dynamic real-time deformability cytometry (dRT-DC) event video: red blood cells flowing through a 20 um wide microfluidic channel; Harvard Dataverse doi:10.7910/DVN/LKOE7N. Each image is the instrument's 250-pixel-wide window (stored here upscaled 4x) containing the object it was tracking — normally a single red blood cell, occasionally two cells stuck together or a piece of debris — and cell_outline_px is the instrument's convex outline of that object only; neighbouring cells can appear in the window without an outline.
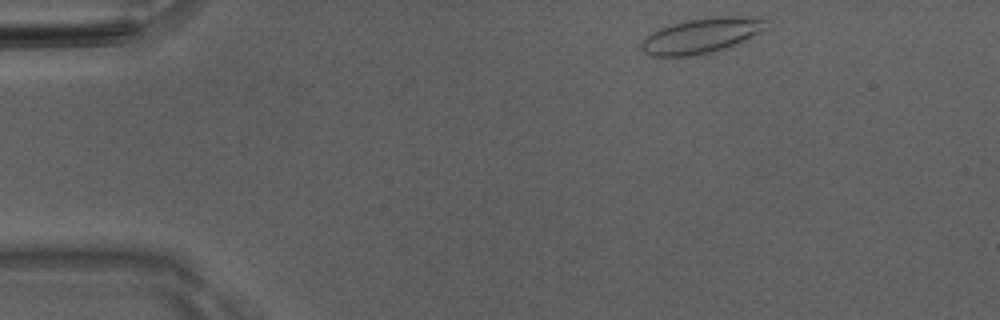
{"species": "Egyptian fruit bat (a non-hibernating species)", "species_latin": "Rousettus aegyptiacus", "temperature_condition": "room temperature", "stored_images_in_passage": 25, "camera_frame_rate_fps": 3000, "um_per_image_px": 0.085, "animal": {"sex": "male"}, "frame": {"image": 1, "passage_image": 1, "time_ms": 0.0, "image_size_px": [1000, 320], "cell_outline_px": [[768, 20], [764, 28], [760, 32], [748, 40], [708, 56], [652, 56], [644, 52], [640, 48], [640, 44], [652, 32], [660, 28], [684, 20], [712, 16], [768, 16]], "centroid_in_image_um": [59.71, 3.03], "position_along_channel_um": 25.3, "area_um2": 26.47}}